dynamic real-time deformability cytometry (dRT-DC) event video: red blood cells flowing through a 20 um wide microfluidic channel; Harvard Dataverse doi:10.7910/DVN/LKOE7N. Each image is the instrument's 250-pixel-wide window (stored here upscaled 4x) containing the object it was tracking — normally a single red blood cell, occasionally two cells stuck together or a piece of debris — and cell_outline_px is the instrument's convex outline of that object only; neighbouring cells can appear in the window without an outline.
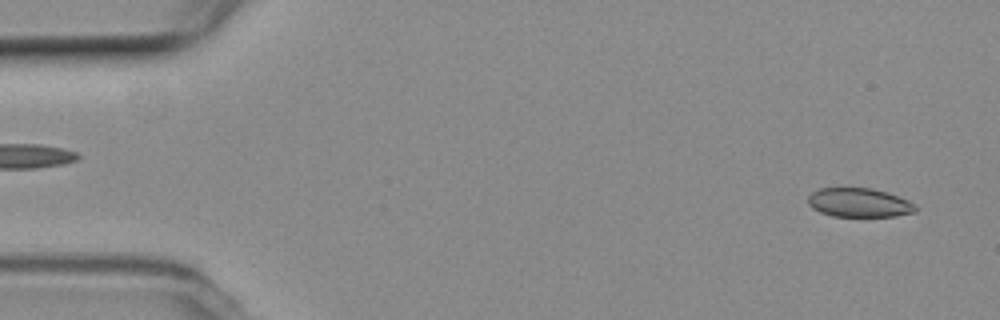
{"species": "common noctule bat (a hibernating species)", "species_latin": "Nyctalus noctula", "temperature_condition": "room temperature", "stored_images_in_passage": 53, "camera_frame_rate_fps": 3000, "um_per_image_px": 0.085, "animal": {"sex": "female", "body_mass_g": 19.3, "forearm_length_mm": 54.1}, "frame": {"image": 1, "passage_image": 2, "time_ms": 0.333, "image_size_px": [1000, 320], "cell_outline_px": [[916, 212], [896, 216], [832, 216], [820, 212], [812, 208], [808, 204], [808, 196], [812, 192], [820, 188], [872, 188], [888, 192], [908, 200], [916, 204]], "centroid_in_image_um": [73.04, 17.22], "position_along_channel_um": 12.0, "area_um2": 18.26}}
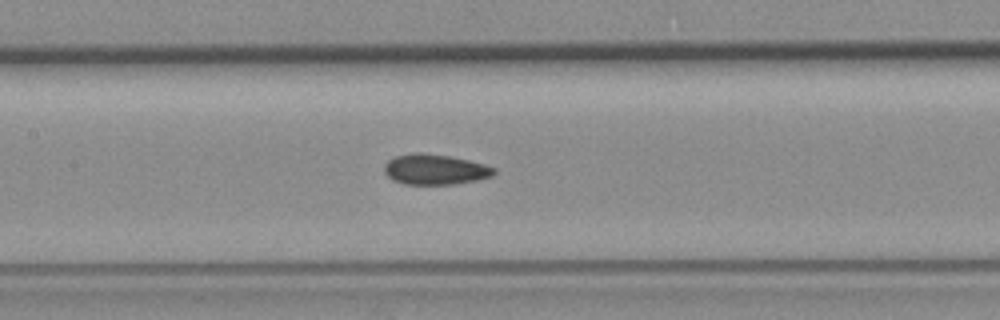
{"frame": {"image": 2, "passage_image": 24, "time_ms": 7.667, "image_size_px": [1000, 320], "cell_outline_px": [[496, 172], [492, 176], [476, 180], [452, 184], [404, 184], [392, 180], [384, 172], [384, 164], [388, 160], [396, 156], [416, 152], [420, 152], [448, 156], [468, 160], [484, 164], [496, 168]], "centroid_in_image_um": [36.96, 14.4], "position_along_channel_um": 170.4, "area_um2": 19.36}}
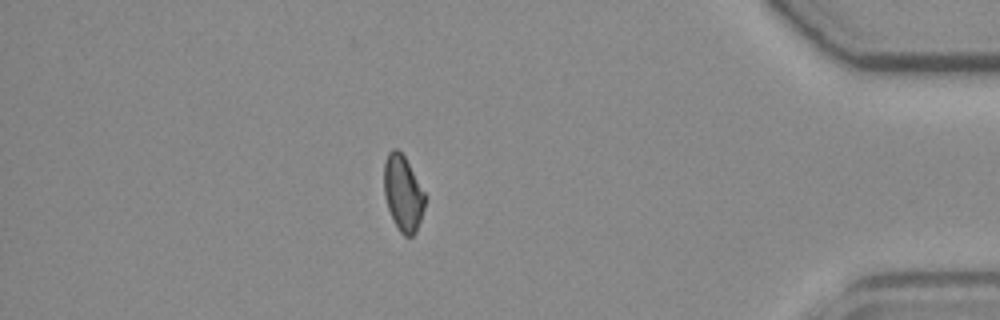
{"frame": {"image": 3, "passage_image": 46, "time_ms": 15.0, "image_size_px": [1000, 320], "cell_outline_px": [[424, 208], [416, 232], [412, 236], [404, 236], [400, 232], [388, 208], [384, 196], [384, 164], [388, 152], [392, 148], [396, 148], [404, 156], [424, 192]], "centroid_in_image_um": [34.23, 16.42], "position_along_channel_um": 401.0, "area_um2": 17.69}, "authors_computed_cell_mechanics": {"area_um2": 19.1896, "velocity_mm_per_s": 3.7622, "shape_relaxation_time_tau1_ms": null, "shape_relaxation_time_tau2_ms": 4.1883, "deformation_change_tau1": null, "deformation_change_tau2": 0.0737}}